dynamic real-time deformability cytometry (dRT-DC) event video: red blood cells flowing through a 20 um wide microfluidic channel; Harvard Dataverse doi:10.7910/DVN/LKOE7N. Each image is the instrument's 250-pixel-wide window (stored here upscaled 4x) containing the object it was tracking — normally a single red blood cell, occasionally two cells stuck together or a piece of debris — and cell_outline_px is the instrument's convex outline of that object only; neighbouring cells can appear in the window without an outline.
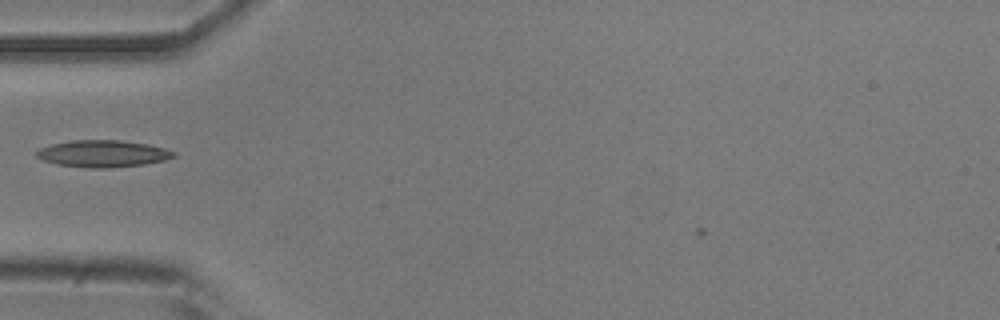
{"species": "common noctule bat (a hibernating species)", "species_latin": "Nyctalus noctula", "temperature_condition": "room temperature", "stored_images_in_passage": 34, "camera_frame_rate_fps": 3000, "um_per_image_px": 0.085, "animal": {"sex": "male", "body_mass_g": 20.5, "forearm_length_mm": 52.5}, "frame": {"image": 1, "passage_image": 2, "time_ms": 0.333, "image_size_px": [1000, 320], "cell_outline_px": [[176, 156], [164, 160], [144, 164], [108, 168], [88, 168], [60, 164], [44, 160], [36, 156], [36, 152], [40, 148], [52, 144], [72, 140], [120, 140], [148, 144], [164, 148], [176, 152]], "centroid_in_image_um": [8.77, 13.05], "position_along_channel_um": 76.2, "area_um2": 21.33}}
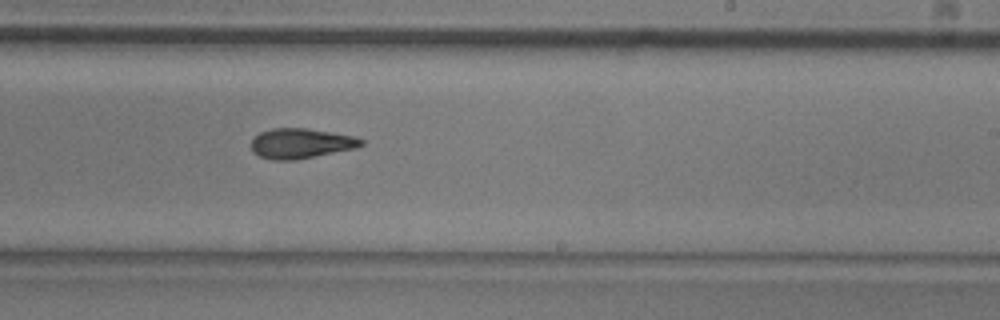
{"frame": {"image": 2, "passage_image": 17, "time_ms": 5.333, "image_size_px": [1000, 320], "cell_outline_px": [[364, 144], [356, 148], [296, 160], [272, 160], [260, 156], [252, 152], [252, 140], [260, 132], [272, 128], [308, 128], [356, 136], [364, 140]], "centroid_in_image_um": [25.6, 12.18], "position_along_channel_um": 263.4, "area_um2": 19.36}}
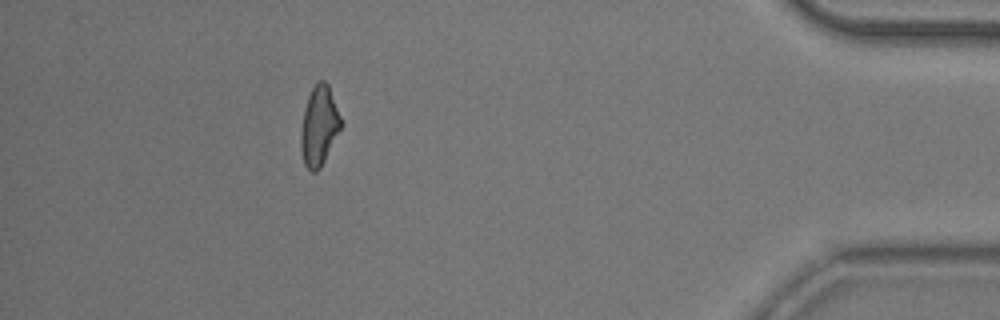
{"frame": {"image": 3, "passage_image": 33, "time_ms": 10.667, "image_size_px": [1000, 320], "cell_outline_px": [[344, 124], [320, 168], [316, 172], [312, 172], [304, 164], [300, 148], [300, 132], [304, 108], [308, 96], [312, 88], [320, 80], [324, 80], [328, 84], [344, 120]], "centroid_in_image_um": [27.15, 10.69], "position_along_channel_um": 408.0, "area_um2": 19.02}}